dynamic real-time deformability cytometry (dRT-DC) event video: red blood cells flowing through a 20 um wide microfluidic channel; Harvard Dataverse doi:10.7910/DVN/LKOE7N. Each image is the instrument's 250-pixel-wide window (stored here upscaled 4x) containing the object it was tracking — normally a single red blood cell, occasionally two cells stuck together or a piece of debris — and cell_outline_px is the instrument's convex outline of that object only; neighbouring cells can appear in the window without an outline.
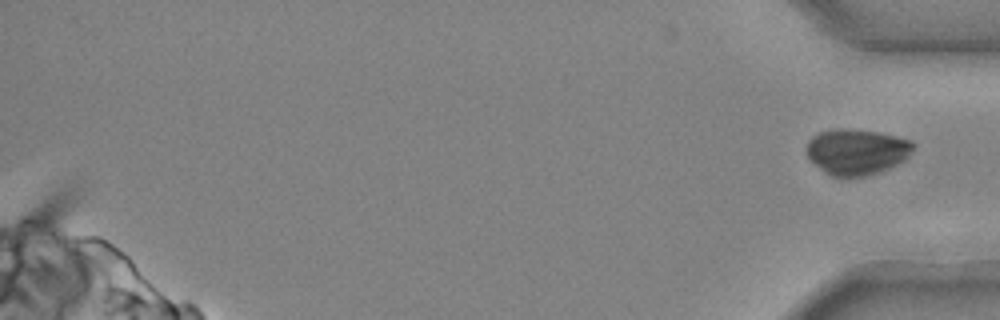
{"species": "common noctule bat (a hibernating species)", "species_latin": "Nyctalus noctula", "temperature_condition": "cold", "stored_images_in_passage": 25, "segment_of_instrument_passage": [2, 2], "camera_frame_rate_fps": 3000, "um_per_image_px": 0.085, "animal": {"sex": "male", "body_mass_g": 20.4}, "frame": {"image": 1, "passage_image": 25, "time_ms": 8.0, "image_size_px": [1000, 320], "cell_outline_px": [[916, 144], [908, 156], [904, 160], [880, 172], [864, 176], [832, 176], [824, 172], [808, 156], [808, 140], [812, 136], [820, 132], [840, 128], [876, 132], [912, 140]], "centroid_in_image_um": [72.84, 12.89], "position_along_channel_um": 362.4, "area_um2": 28.03}}